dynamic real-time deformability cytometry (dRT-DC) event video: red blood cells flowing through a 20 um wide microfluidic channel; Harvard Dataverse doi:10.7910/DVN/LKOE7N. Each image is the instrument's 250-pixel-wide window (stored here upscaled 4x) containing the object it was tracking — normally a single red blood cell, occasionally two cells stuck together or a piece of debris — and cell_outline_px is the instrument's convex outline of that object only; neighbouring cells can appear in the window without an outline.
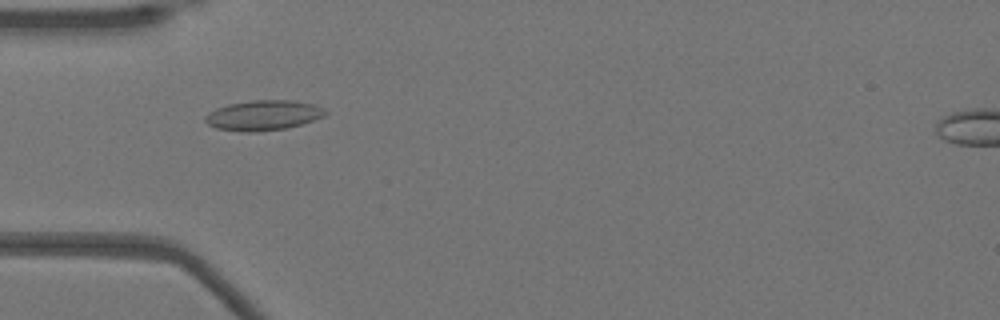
{"species": "Egyptian fruit bat (a non-hibernating species)", "species_latin": "Rousettus aegyptiacus", "temperature_condition": "warm", "stored_images_in_passage": 52, "camera_frame_rate_fps": 3000, "um_per_image_px": 0.085, "animal": {"sex": "female"}, "frame": {"image": 1, "passage_image": 16, "time_ms": 5.0, "image_size_px": [1000, 320], "cell_outline_px": [[328, 112], [324, 116], [288, 128], [256, 132], [248, 132], [216, 128], [208, 124], [204, 120], [204, 116], [208, 112], [216, 108], [228, 104], [252, 100], [292, 100], [312, 104], [324, 108]], "centroid_in_image_um": [22.36, 9.8], "position_along_channel_um": 62.6, "area_um2": 21.04}}
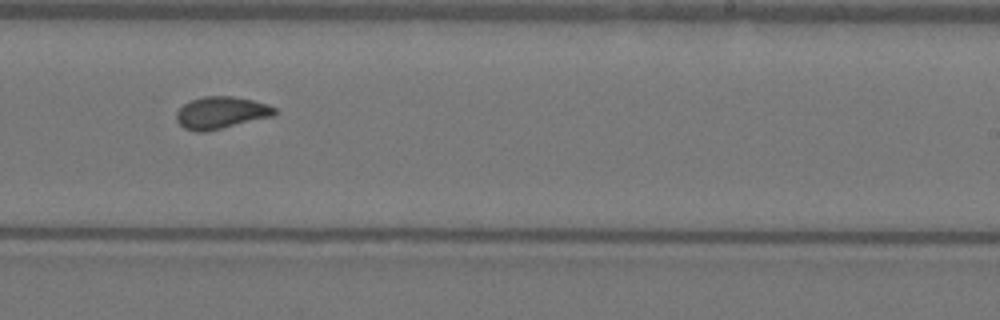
{"frame": {"image": 2, "passage_image": 32, "time_ms": 10.333, "image_size_px": [1000, 320], "cell_outline_px": [[280, 112], [276, 116], [208, 132], [196, 132], [184, 128], [176, 120], [176, 112], [184, 104], [192, 100], [204, 96], [232, 96], [252, 100], [268, 104], [276, 108]], "centroid_in_image_um": [18.85, 9.6], "position_along_channel_um": 270.1, "area_um2": 18.79}}
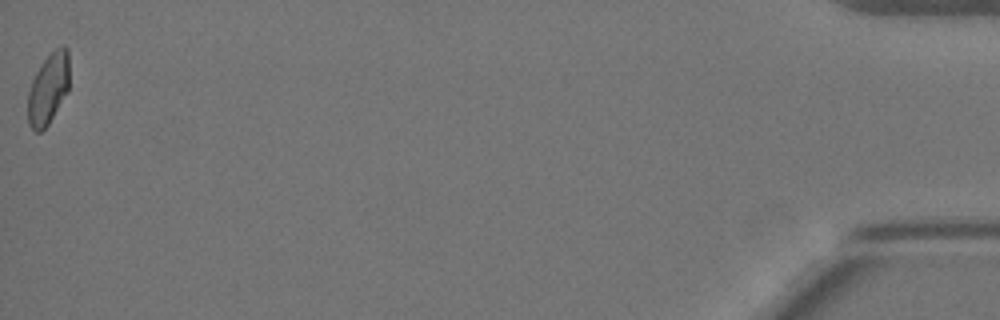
{"frame": {"image": 3, "passage_image": 52, "time_ms": 17.0, "image_size_px": [1000, 320], "cell_outline_px": [[68, 92], [48, 124], [40, 132], [36, 132], [28, 124], [28, 92], [32, 80], [36, 72], [44, 60], [56, 48], [64, 44], [68, 48]], "centroid_in_image_um": [4.1, 7.54], "position_along_channel_um": 431.1, "area_um2": 17.05}, "authors_computed_cell_mechanics": {"area_um2": 18.2648, "velocity_mm_per_s": 3.905, "shape_relaxation_time_tau1_ms": null, "shape_relaxation_time_tau2_ms": 0.8433, "deformation_change_tau1": null, "deformation_change_tau2": 0.0531}}